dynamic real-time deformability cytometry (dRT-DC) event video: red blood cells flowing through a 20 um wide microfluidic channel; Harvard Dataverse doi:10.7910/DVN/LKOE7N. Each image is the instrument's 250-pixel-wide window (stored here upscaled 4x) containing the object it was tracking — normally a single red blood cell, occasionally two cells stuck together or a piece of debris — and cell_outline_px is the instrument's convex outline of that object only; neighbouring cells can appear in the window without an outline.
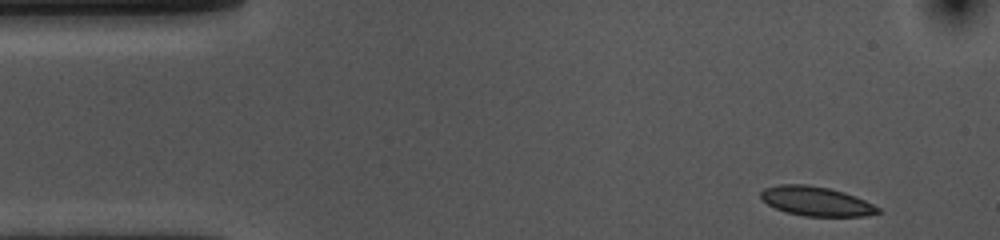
{"species": "common noctule bat (a hibernating species)", "species_latin": "Nyctalus noctula", "temperature_condition": "cold", "stored_images_in_passage": 42, "camera_frame_rate_fps": 3000, "um_per_image_px": 0.085, "animal": {"sex": "female", "body_mass_g": 10.0, "forearm_length_mm": 53.1}, "frame": {"image": 1, "passage_image": 1, "time_ms": 0.0, "image_size_px": [1000, 240], "cell_outline_px": [[880, 212], [864, 216], [804, 216], [788, 212], [776, 208], [768, 204], [760, 196], [760, 192], [764, 188], [780, 184], [808, 184], [828, 188], [844, 192], [856, 196], [880, 208]], "centroid_in_image_um": [69.37, 17.09], "position_along_channel_um": 15.6, "area_um2": 19.88}}
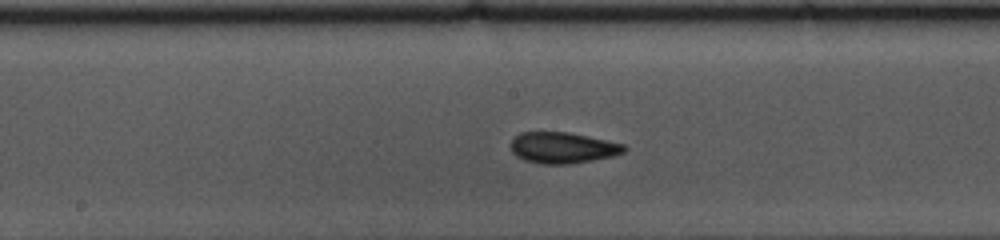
{"frame": {"image": 2, "passage_image": 23, "time_ms": 7.333, "image_size_px": [1000, 240], "cell_outline_px": [[628, 148], [624, 152], [612, 156], [592, 160], [568, 164], [540, 164], [524, 160], [516, 156], [512, 152], [512, 140], [520, 132], [568, 132], [608, 140], [624, 144]], "centroid_in_image_um": [47.84, 12.56], "position_along_channel_um": 200.4, "area_um2": 20.52}}
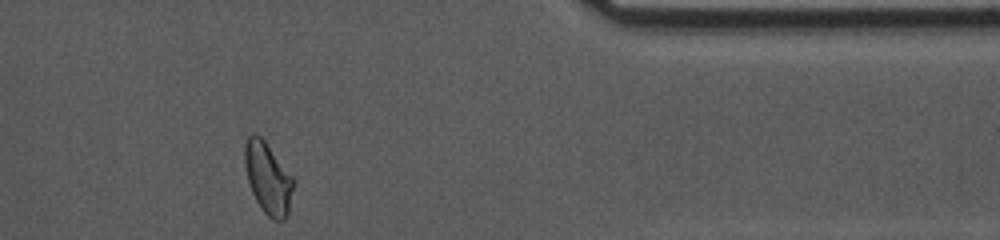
{"frame": {"image": 3, "passage_image": 41, "time_ms": 13.333, "image_size_px": [1000, 240], "cell_outline_px": [[292, 188], [288, 216], [280, 224], [272, 220], [264, 212], [256, 200], [252, 192], [248, 180], [244, 164], [244, 144], [248, 136], [252, 132], [256, 132], [264, 140], [292, 176]], "centroid_in_image_um": [22.75, 15.15], "position_along_channel_um": 388.7, "area_um2": 20.23}, "authors_computed_cell_mechanics": {"area_um2": 20.2011, "velocity_mm_per_s": 3.5985, "shape_relaxation_time_tau1_ms": 10.2043, "shape_relaxation_time_tau2_ms": 1.9834, "deformation_change_tau1": 0.1731, "deformation_change_tau2": 0.0658}}